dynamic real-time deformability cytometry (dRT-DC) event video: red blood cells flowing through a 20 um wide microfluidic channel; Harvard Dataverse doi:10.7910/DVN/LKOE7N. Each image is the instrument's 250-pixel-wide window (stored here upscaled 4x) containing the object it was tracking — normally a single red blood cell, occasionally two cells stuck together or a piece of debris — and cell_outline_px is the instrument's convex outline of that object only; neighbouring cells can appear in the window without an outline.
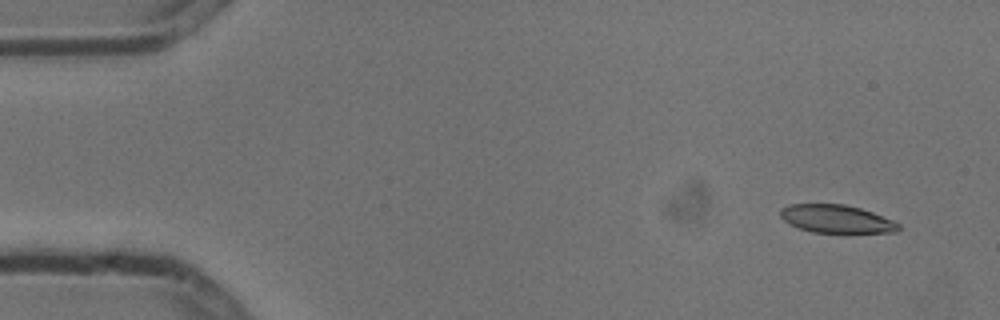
{"species": "common noctule bat (a hibernating species)", "species_latin": "Nyctalus noctula", "temperature_condition": "cold", "stored_images_in_passage": 5, "camera_frame_rate_fps": 3000, "um_per_image_px": 0.085, "animal": {"sex": "male", "body_mass_g": 13.3}, "frame": {"image": 1, "passage_image": 1, "time_ms": 0.0, "image_size_px": [1000, 320], "cell_outline_px": [[900, 228], [896, 232], [812, 232], [788, 224], [780, 216], [780, 208], [788, 204], [844, 204], [860, 208], [872, 212], [892, 220], [900, 224]], "centroid_in_image_um": [71.06, 18.6], "position_along_channel_um": 13.9, "area_um2": 19.19}}
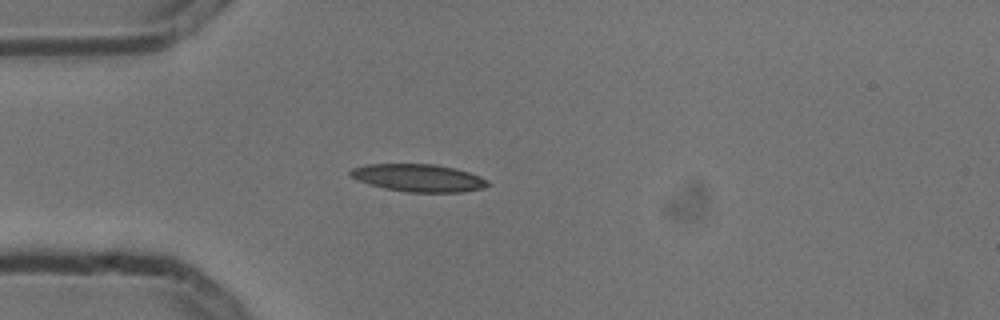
{"frame": {"image": 2, "passage_image": 4, "time_ms": 1.0, "image_size_px": [1000, 320], "cell_outline_px": [[492, 184], [484, 188], [460, 192], [408, 192], [384, 188], [368, 184], [356, 180], [348, 172], [352, 168], [368, 164], [436, 164], [456, 168], [480, 176], [488, 180]], "centroid_in_image_um": [35.59, 15.12], "position_along_channel_um": 49.4, "area_um2": 22.2}}